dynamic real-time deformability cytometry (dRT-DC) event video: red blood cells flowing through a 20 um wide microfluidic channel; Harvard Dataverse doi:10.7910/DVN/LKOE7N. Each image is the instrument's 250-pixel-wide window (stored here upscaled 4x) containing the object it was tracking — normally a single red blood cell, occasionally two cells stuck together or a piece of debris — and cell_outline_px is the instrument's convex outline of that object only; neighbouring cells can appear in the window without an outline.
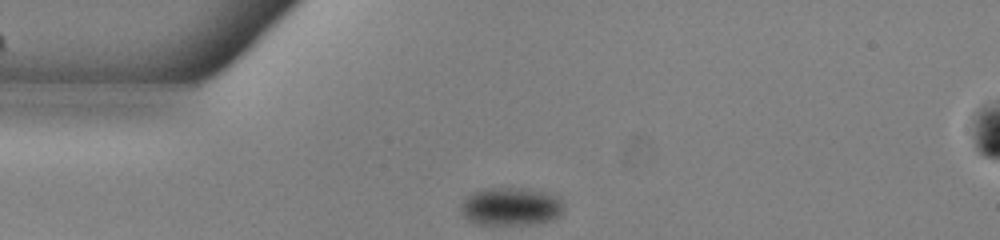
{"species": "common noctule bat (a hibernating species)", "species_latin": "Nyctalus noctula", "temperature_condition": "warm", "stored_images_in_passage": 41, "camera_frame_rate_fps": 3000, "um_per_image_px": 0.085, "animal": {"sex": "male", "body_mass_g": 13.0, "forearm_length_mm": 53.1}, "frame": {"image": 1, "passage_image": 1, "time_ms": 0.0, "image_size_px": [1000, 240], "cell_outline_px": [[564, 212], [560, 216], [552, 220], [540, 224], [476, 224], [468, 220], [460, 212], [460, 204], [472, 192], [484, 188], [524, 188], [548, 192], [560, 196], [564, 204]], "centroid_in_image_um": [43.48, 17.55], "position_along_channel_um": 41.5, "area_um2": 23.41}}
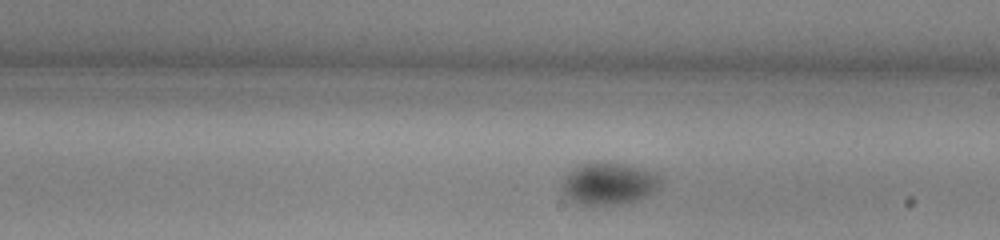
{"frame": {"image": 2, "passage_image": 18, "time_ms": 5.667, "image_size_px": [1000, 240], "cell_outline_px": [[660, 188], [648, 196], [636, 200], [592, 208], [576, 204], [560, 188], [564, 176], [576, 168], [584, 164], [624, 164], [648, 172], [656, 176], [660, 180]], "centroid_in_image_um": [51.69, 15.69], "position_along_channel_um": 237.3, "area_um2": 23.64}}
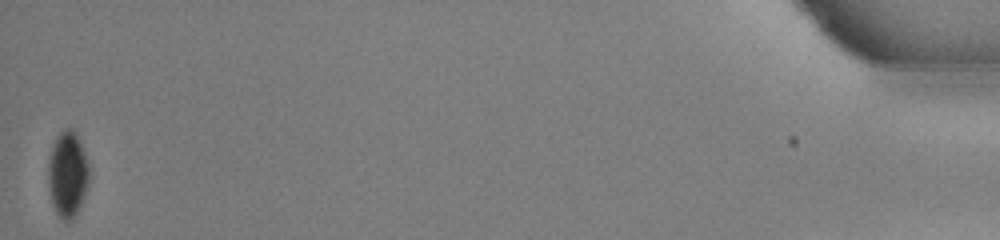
{"frame": {"image": 3, "passage_image": 41, "time_ms": 13.333, "image_size_px": [1000, 240], "cell_outline_px": [[88, 184], [80, 208], [72, 220], [60, 220], [52, 204], [48, 188], [48, 160], [52, 144], [56, 136], [64, 128], [72, 128], [80, 144], [88, 168]], "centroid_in_image_um": [5.7, 14.85], "position_along_channel_um": 429.5, "area_um2": 20.35}}